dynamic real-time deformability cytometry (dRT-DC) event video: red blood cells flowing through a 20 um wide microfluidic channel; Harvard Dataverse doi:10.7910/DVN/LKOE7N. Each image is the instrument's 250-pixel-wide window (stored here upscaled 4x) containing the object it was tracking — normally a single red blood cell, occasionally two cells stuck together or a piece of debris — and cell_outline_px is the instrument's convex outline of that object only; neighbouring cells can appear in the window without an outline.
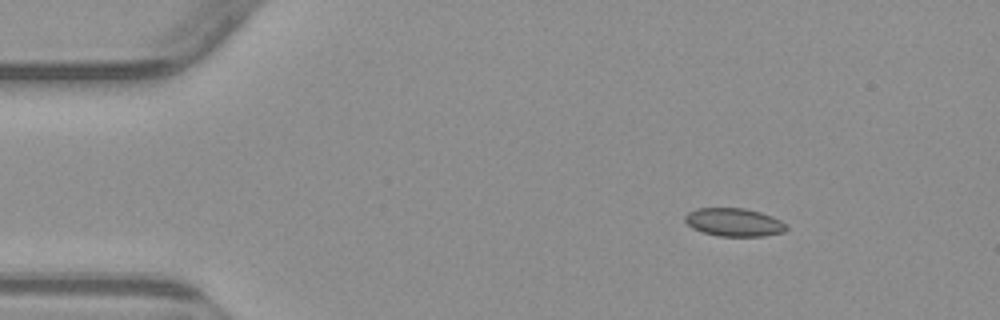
{"species": "common noctule bat (a hibernating species)", "species_latin": "Nyctalus noctula", "temperature_condition": "warm", "stored_images_in_passage": 3, "camera_frame_rate_fps": 3000, "um_per_image_px": 0.085, "animal": {"sex": "male", "body_mass_g": 23.1, "forearm_length_mm": 52.7}, "frame": {"image": 1, "passage_image": 1, "time_ms": 0.0, "image_size_px": [1000, 320], "cell_outline_px": [[788, 228], [784, 232], [764, 236], [720, 236], [704, 232], [692, 228], [684, 220], [684, 216], [688, 212], [696, 208], [744, 208], [760, 212], [772, 216], [788, 224]], "centroid_in_image_um": [62.41, 18.89], "position_along_channel_um": 22.6, "area_um2": 16.7}}